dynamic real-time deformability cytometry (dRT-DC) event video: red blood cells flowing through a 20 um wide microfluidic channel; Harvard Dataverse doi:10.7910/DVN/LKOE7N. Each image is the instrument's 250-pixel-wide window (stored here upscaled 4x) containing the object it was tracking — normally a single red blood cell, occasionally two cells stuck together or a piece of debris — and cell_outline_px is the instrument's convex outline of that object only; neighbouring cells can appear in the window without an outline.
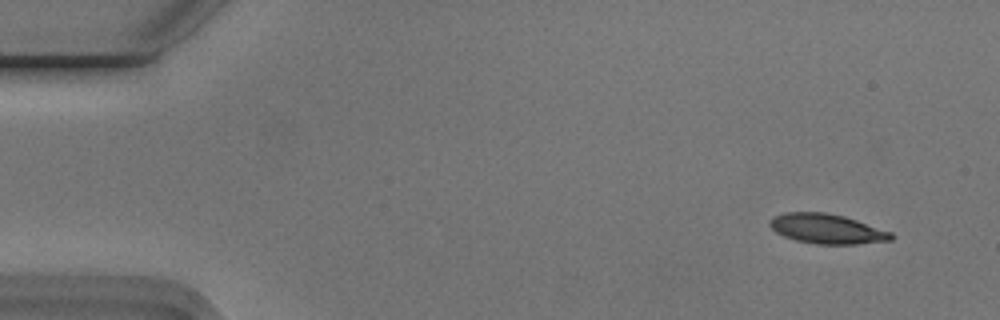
{"species": "Egyptian fruit bat (a non-hibernating species)", "species_latin": "Rousettus aegyptiacus", "temperature_condition": "cold", "stored_images_in_passage": 6, "camera_frame_rate_fps": 3000, "um_per_image_px": 0.085, "animal": {"sex": "male"}, "frame": {"image": 1, "passage_image": 1, "time_ms": 0.0, "image_size_px": [1000, 320], "cell_outline_px": [[896, 236], [892, 240], [856, 244], [816, 244], [796, 240], [784, 236], [776, 232], [768, 224], [768, 220], [772, 216], [784, 212], [828, 212], [844, 216], [892, 232]], "centroid_in_image_um": [70.27, 19.44], "position_along_channel_um": 14.7, "area_um2": 21.21}}
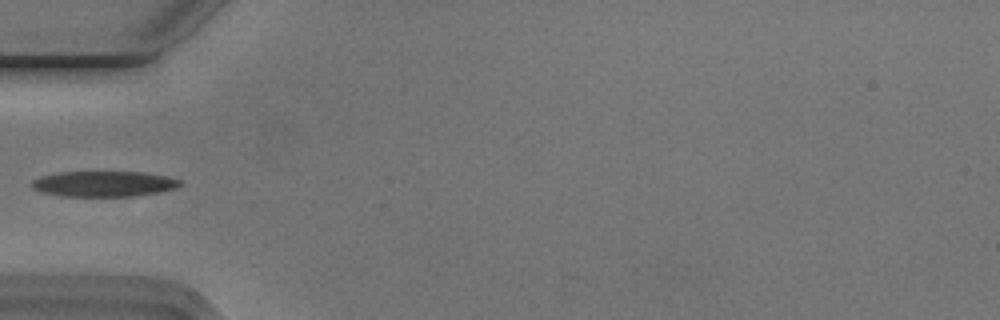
{"frame": {"image": 2, "passage_image": 5, "time_ms": 1.333, "image_size_px": [1000, 320], "cell_outline_px": [[184, 184], [176, 188], [160, 192], [132, 196], [60, 196], [40, 192], [32, 188], [32, 180], [40, 176], [56, 172], [144, 172], [168, 176], [180, 180]], "centroid_in_image_um": [8.83, 15.62], "position_along_channel_um": 76.2, "area_um2": 22.31}}